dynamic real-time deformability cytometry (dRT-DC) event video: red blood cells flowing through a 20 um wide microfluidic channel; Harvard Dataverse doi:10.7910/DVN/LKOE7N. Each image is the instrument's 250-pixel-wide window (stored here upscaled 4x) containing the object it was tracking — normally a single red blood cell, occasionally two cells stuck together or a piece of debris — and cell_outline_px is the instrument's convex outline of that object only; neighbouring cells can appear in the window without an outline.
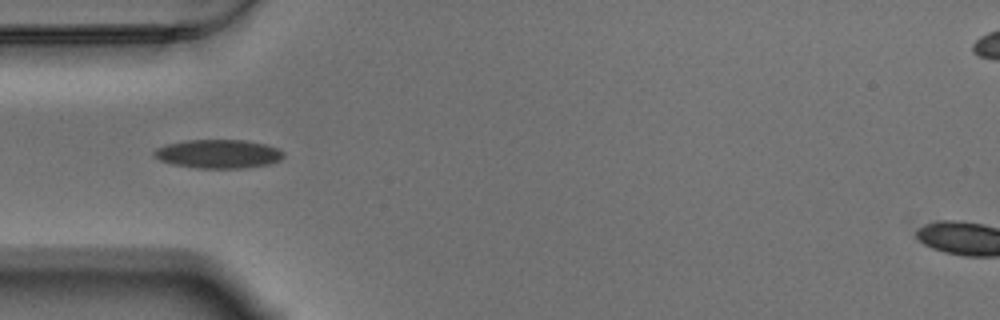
{"species": "Egyptian fruit bat (a non-hibernating species)", "species_latin": "Rousettus aegyptiacus", "temperature_condition": "warm", "stored_images_in_passage": 11, "camera_frame_rate_fps": 3000, "um_per_image_px": 0.085, "animal": {"sex": "male"}, "frame": {"image": 1, "passage_image": 4, "time_ms": 1.0, "image_size_px": [1000, 320], "cell_outline_px": [[284, 156], [280, 160], [268, 164], [244, 168], [196, 168], [172, 164], [160, 160], [152, 156], [152, 152], [156, 148], [164, 144], [188, 140], [244, 140], [264, 144], [276, 148], [284, 152]], "centroid_in_image_um": [18.51, 13.08], "position_along_channel_um": 66.5, "area_um2": 21.73}}
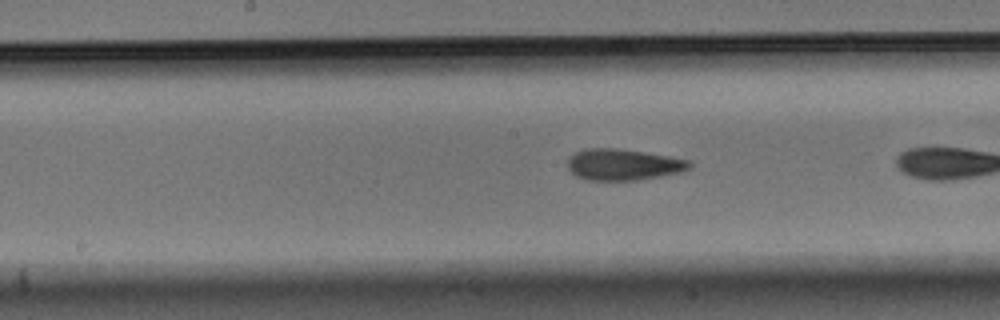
{"frame": {"image": 2, "passage_image": 10, "time_ms": 3.0, "image_size_px": [1000, 320], "cell_outline_px": [[692, 168], [680, 172], [660, 176], [636, 180], [584, 180], [576, 176], [568, 168], [568, 160], [576, 152], [584, 148], [616, 148], [668, 156], [688, 160], [692, 164]], "centroid_in_image_um": [52.97, 13.99], "position_along_channel_um": 195.2, "area_um2": 22.08}}